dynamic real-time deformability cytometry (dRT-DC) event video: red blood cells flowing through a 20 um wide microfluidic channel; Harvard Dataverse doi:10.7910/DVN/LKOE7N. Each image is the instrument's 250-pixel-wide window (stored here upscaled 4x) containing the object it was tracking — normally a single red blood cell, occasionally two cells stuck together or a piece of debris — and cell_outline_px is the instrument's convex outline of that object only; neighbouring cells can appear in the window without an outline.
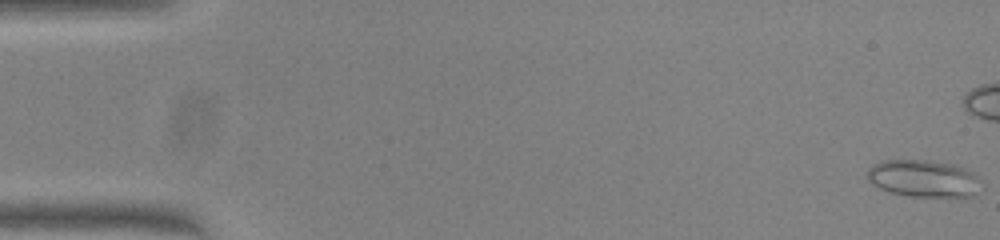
{"species": "common noctule bat (a hibernating species)", "species_latin": "Nyctalus noctula", "temperature_condition": "warm", "stored_images_in_passage": 52, "camera_frame_rate_fps": 3000, "um_per_image_px": 0.085, "animal": {"sex": "female", "body_mass_g": 23.0, "forearm_length_mm": 53.4}, "frame": {"image": 1, "passage_image": 1, "time_ms": 0.0, "image_size_px": [1000, 240], "cell_outline_px": [[984, 188], [976, 196], [908, 196], [888, 192], [872, 184], [868, 180], [868, 168], [872, 164], [884, 160], [928, 160], [952, 164], [976, 172]], "centroid_in_image_um": [78.56, 15.18], "position_along_channel_um": 6.4, "area_um2": 25.09}}
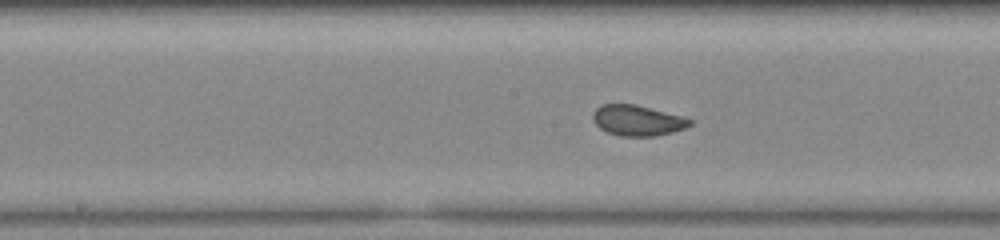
{"frame": {"image": 2, "passage_image": 26, "time_ms": 8.333, "image_size_px": [1000, 240], "cell_outline_px": [[692, 124], [684, 128], [672, 132], [656, 136], [620, 136], [608, 132], [600, 128], [592, 120], [592, 112], [600, 104], [636, 104], [680, 116], [692, 120]], "centroid_in_image_um": [54.14, 10.23], "position_along_channel_um": 194.1, "area_um2": 17.22}}
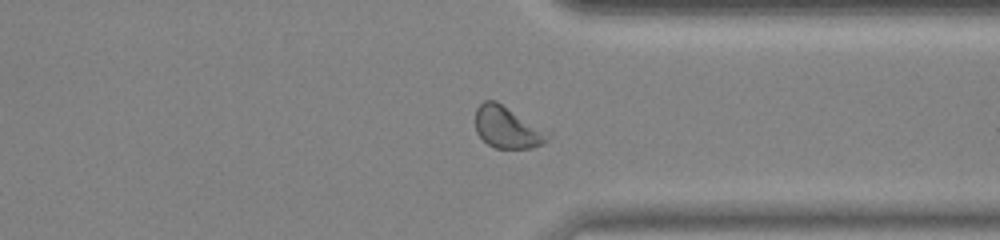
{"frame": {"image": 3, "passage_image": 39, "time_ms": 12.667, "image_size_px": [1000, 240], "cell_outline_px": [[552, 132], [548, 140], [544, 144], [532, 148], [496, 148], [488, 144], [476, 132], [476, 108], [484, 100], [496, 100]], "centroid_in_image_um": [43.18, 10.82], "position_along_channel_um": 368.2, "area_um2": 17.98}, "authors_computed_cell_mechanics": {"area_um2": 18.5827, "velocity_mm_per_s": 4.0501, "shape_relaxation_time_tau1_ms": null, "shape_relaxation_time_tau2_ms": 0.5129, "deformation_change_tau1": null, "deformation_change_tau2": 0.0537}}